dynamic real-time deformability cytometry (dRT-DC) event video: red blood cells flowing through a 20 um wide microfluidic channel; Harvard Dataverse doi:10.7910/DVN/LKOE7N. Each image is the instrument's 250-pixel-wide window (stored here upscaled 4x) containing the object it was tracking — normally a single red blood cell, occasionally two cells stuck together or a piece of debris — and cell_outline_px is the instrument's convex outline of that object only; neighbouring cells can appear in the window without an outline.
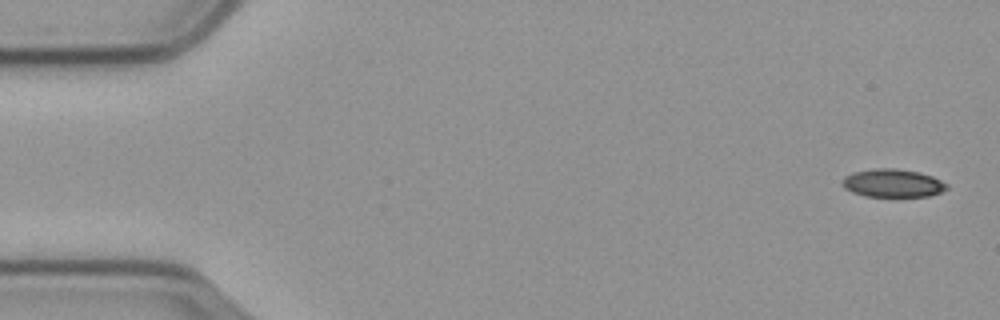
{"species": "common noctule bat (a hibernating species)", "species_latin": "Nyctalus noctula", "temperature_condition": "cold", "stored_images_in_passage": 57, "camera_frame_rate_fps": 3000, "um_per_image_px": 0.085, "animal": {"sex": "male", "body_mass_g": 23.1, "forearm_length_mm": 52.7}, "frame": {"image": 1, "passage_image": 1, "time_ms": 0.0, "image_size_px": [1000, 320], "cell_outline_px": [[948, 188], [940, 192], [928, 196], [896, 200], [864, 196], [852, 192], [844, 188], [844, 176], [852, 172], [876, 168], [896, 168], [920, 172], [932, 176], [948, 184]], "centroid_in_image_um": [75.9, 15.62], "position_along_channel_um": 9.1, "area_um2": 17.98}}
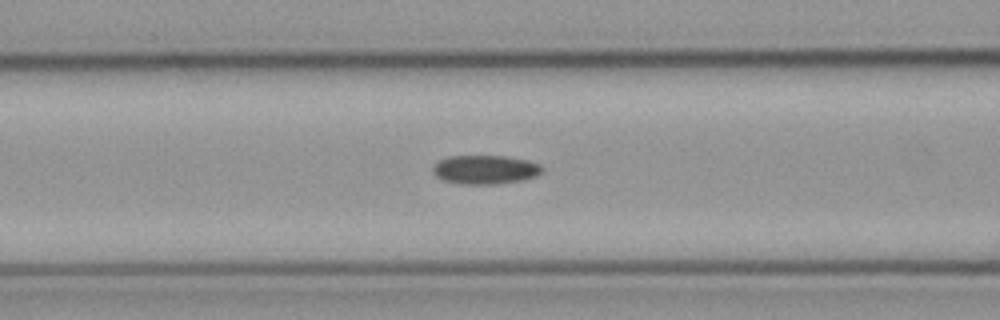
{"frame": {"image": 2, "passage_image": 22, "time_ms": 7.0, "image_size_px": [1000, 320], "cell_outline_px": [[544, 172], [536, 176], [524, 180], [496, 184], [460, 184], [444, 180], [436, 176], [432, 172], [432, 164], [448, 156], [504, 156], [528, 160], [540, 164], [544, 168]], "centroid_in_image_um": [41.26, 14.42], "position_along_channel_um": 125.3, "area_um2": 18.67}}
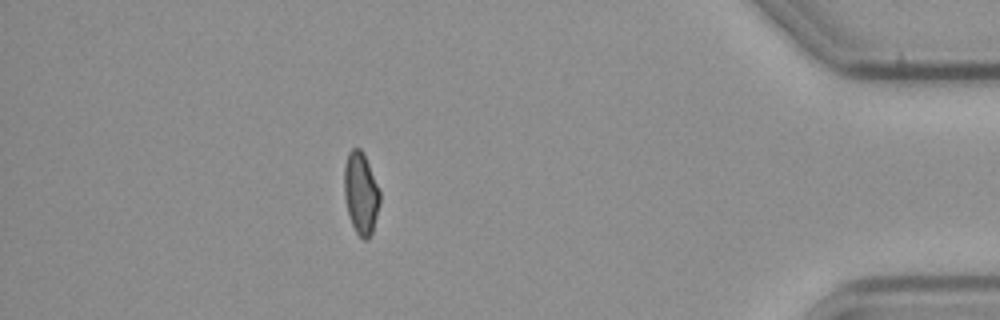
{"frame": {"image": 3, "passage_image": 50, "time_ms": 16.333, "image_size_px": [1000, 320], "cell_outline_px": [[380, 204], [372, 232], [368, 240], [364, 240], [356, 232], [352, 224], [348, 212], [344, 196], [344, 164], [348, 152], [352, 148], [360, 148], [368, 164], [380, 192]], "centroid_in_image_um": [30.66, 16.43], "position_along_channel_um": 404.5, "area_um2": 16.88}}